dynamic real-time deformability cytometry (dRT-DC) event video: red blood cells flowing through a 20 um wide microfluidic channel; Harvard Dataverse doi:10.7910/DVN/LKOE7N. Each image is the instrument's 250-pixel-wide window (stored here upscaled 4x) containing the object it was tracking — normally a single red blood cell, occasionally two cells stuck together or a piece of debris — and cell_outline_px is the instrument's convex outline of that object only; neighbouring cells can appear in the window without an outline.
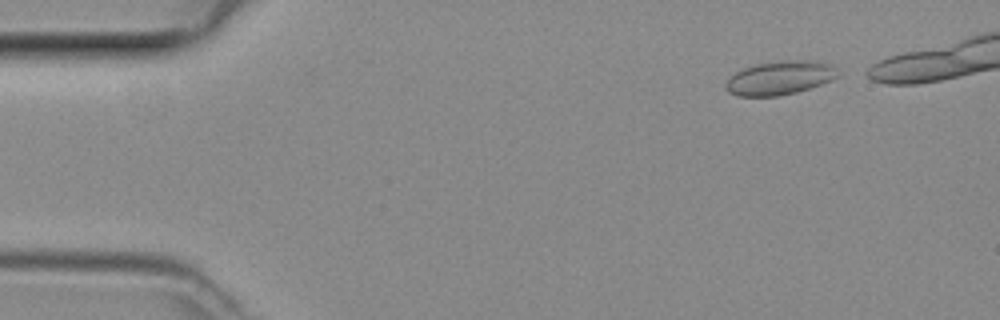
{"species": "common noctule bat (a hibernating species)", "species_latin": "Nyctalus noctula", "temperature_condition": "room temperature", "stored_images_in_passage": 36, "camera_frame_rate_fps": 3000, "um_per_image_px": 0.085, "animal": {"sex": "female", "body_mass_g": 29.2, "forearm_length_mm": 56.3}, "frame": {"image": 1, "passage_image": 2, "time_ms": 0.333, "image_size_px": [1000, 320], "cell_outline_px": [[836, 76], [832, 80], [796, 92], [776, 96], [740, 96], [728, 92], [724, 88], [724, 84], [736, 72], [744, 68], [756, 64], [780, 60], [808, 60], [832, 64], [836, 68]], "centroid_in_image_um": [66.25, 6.61], "position_along_channel_um": 18.7, "area_um2": 21.85}}
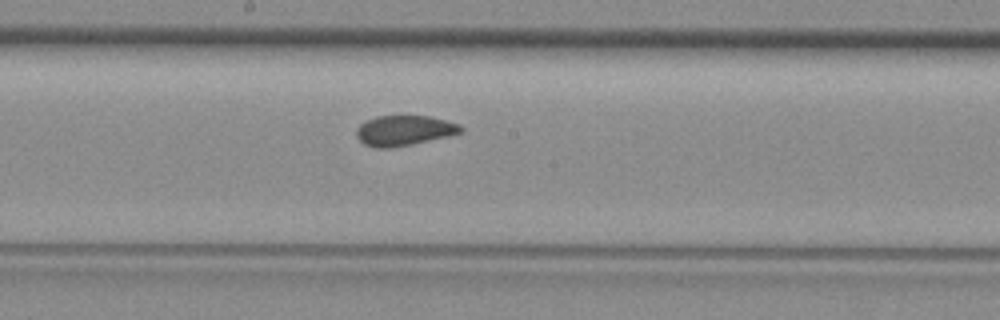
{"frame": {"image": 2, "passage_image": 22, "time_ms": 7.0, "image_size_px": [1000, 320], "cell_outline_px": [[464, 128], [460, 132], [448, 136], [412, 144], [388, 148], [376, 148], [364, 144], [356, 136], [356, 128], [360, 124], [376, 116], [428, 116], [460, 124]], "centroid_in_image_um": [34.33, 11.09], "position_along_channel_um": 213.9, "area_um2": 18.21}}
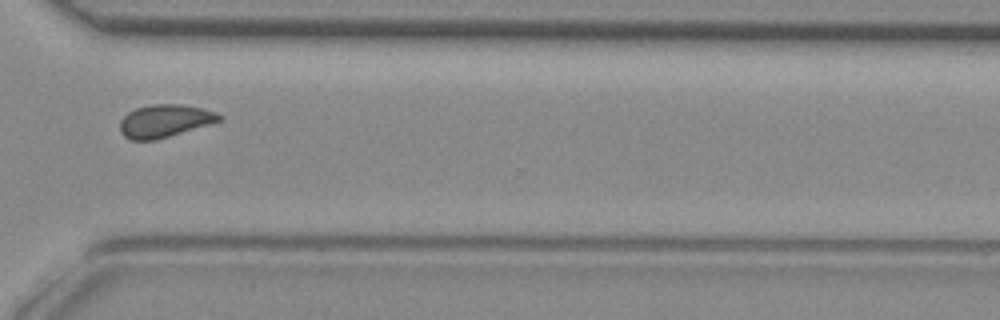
{"frame": {"image": 3, "passage_image": 32, "time_ms": 10.333, "image_size_px": [1000, 320], "cell_outline_px": [[224, 120], [156, 140], [132, 140], [124, 136], [120, 132], [120, 120], [128, 112], [136, 108], [152, 104], [184, 104], [216, 112], [224, 116]], "centroid_in_image_um": [14.02, 10.27], "position_along_channel_um": 356.6, "area_um2": 19.07}}